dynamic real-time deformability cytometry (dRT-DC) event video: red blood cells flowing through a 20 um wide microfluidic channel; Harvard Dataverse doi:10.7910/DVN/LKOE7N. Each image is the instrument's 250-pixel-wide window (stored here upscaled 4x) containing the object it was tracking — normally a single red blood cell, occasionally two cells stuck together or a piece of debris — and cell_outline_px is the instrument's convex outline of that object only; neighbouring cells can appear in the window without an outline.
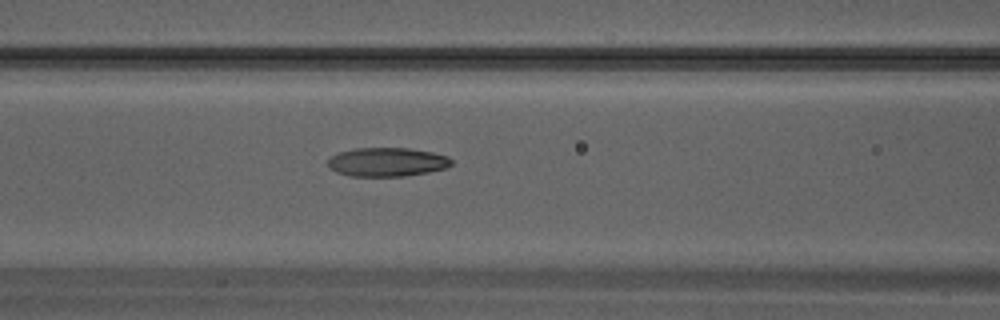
{"species": "Egyptian fruit bat (a non-hibernating species)", "species_latin": "Rousettus aegyptiacus", "temperature_condition": "warm", "stored_images_in_passage": 33, "camera_frame_rate_fps": 3000, "um_per_image_px": 0.085, "animal": {"sex": "male"}, "frame": {"image": 1, "passage_image": 14, "time_ms": 4.333, "image_size_px": [1000, 320], "cell_outline_px": [[452, 164], [444, 168], [428, 172], [404, 176], [348, 176], [336, 172], [328, 164], [328, 160], [332, 156], [340, 152], [356, 148], [408, 148], [432, 152], [448, 156], [452, 160]], "centroid_in_image_um": [32.91, 13.77], "position_along_channel_um": 133.7, "area_um2": 20.63}}
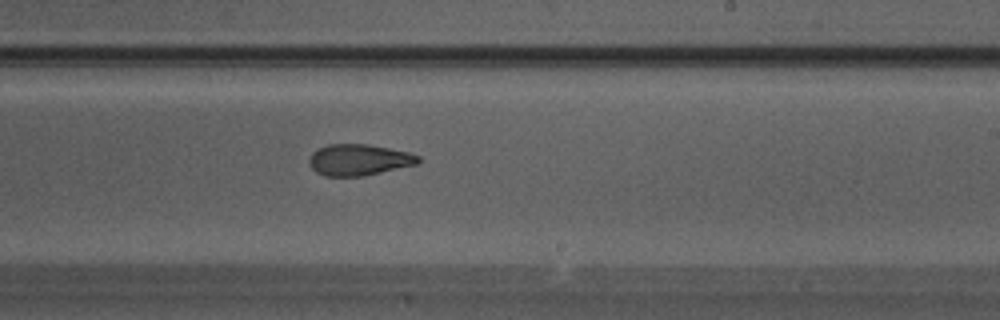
{"frame": {"image": 2, "passage_image": 20, "time_ms": 6.333, "image_size_px": [1000, 320], "cell_outline_px": [[420, 160], [416, 164], [364, 176], [324, 176], [316, 172], [312, 168], [308, 160], [312, 152], [328, 144], [368, 144], [408, 152], [420, 156]], "centroid_in_image_um": [30.48, 13.58], "position_along_channel_um": 258.5, "area_um2": 19.77}}
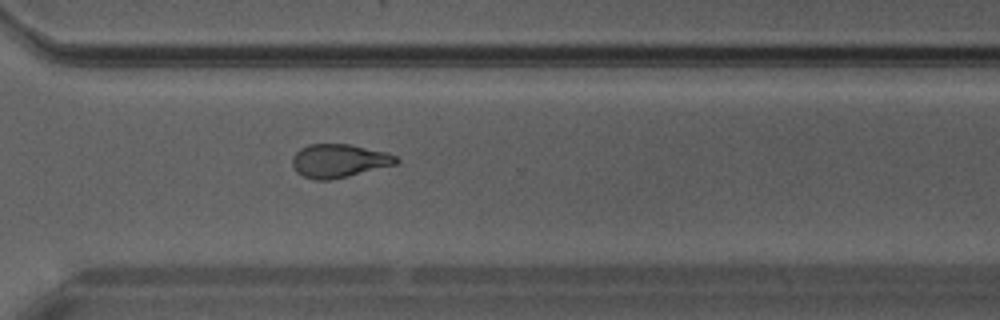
{"frame": {"image": 3, "passage_image": 24, "time_ms": 7.667, "image_size_px": [1000, 320], "cell_outline_px": [[400, 160], [396, 164], [348, 176], [328, 180], [312, 180], [296, 172], [292, 164], [292, 156], [300, 148], [308, 144], [352, 144], [388, 152], [396, 156]], "centroid_in_image_um": [28.81, 13.66], "position_along_channel_um": 341.8, "area_um2": 20.4}}